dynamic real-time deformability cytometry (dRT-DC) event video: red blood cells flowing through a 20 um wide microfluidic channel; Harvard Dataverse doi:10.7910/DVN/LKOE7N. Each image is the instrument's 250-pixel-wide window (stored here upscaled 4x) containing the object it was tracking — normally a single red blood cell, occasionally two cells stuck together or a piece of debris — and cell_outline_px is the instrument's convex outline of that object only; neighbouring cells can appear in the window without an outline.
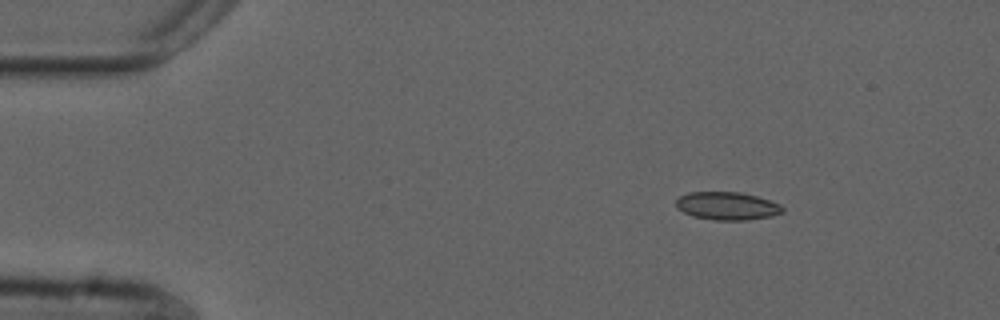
{"species": "common noctule bat (a hibernating species)", "species_latin": "Nyctalus noctula", "temperature_condition": "cold", "stored_images_in_passage": 48, "camera_frame_rate_fps": 3000, "um_per_image_px": 0.085, "animal": {"sex": "male", "forearm_length_mm": 52.5}, "frame": {"image": 1, "passage_image": 1, "time_ms": 0.0, "image_size_px": [1000, 320], "cell_outline_px": [[784, 212], [772, 216], [748, 220], [716, 220], [692, 216], [676, 208], [676, 200], [680, 196], [688, 192], [744, 192], [780, 204], [784, 208]], "centroid_in_image_um": [61.81, 17.5], "position_along_channel_um": 23.2, "area_um2": 17.46}}
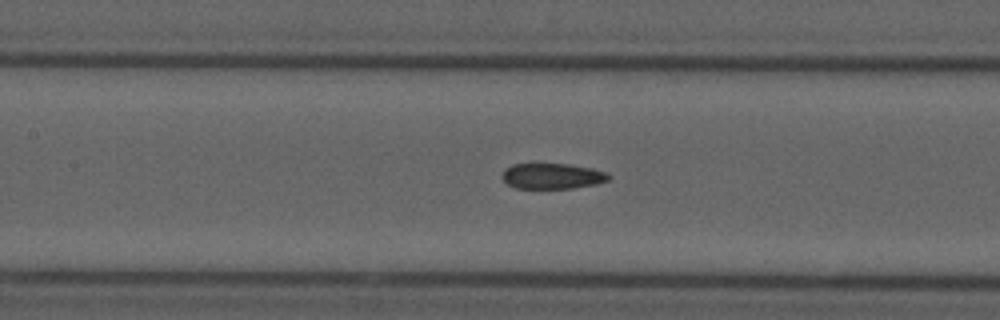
{"frame": {"image": 2, "passage_image": 18, "time_ms": 5.667, "image_size_px": [1000, 320], "cell_outline_px": [[612, 176], [608, 180], [596, 184], [572, 188], [516, 188], [508, 184], [500, 176], [504, 168], [512, 164], [536, 160], [568, 164], [592, 168], [608, 172]], "centroid_in_image_um": [46.89, 14.9], "position_along_channel_um": 160.5, "area_um2": 16.82}}
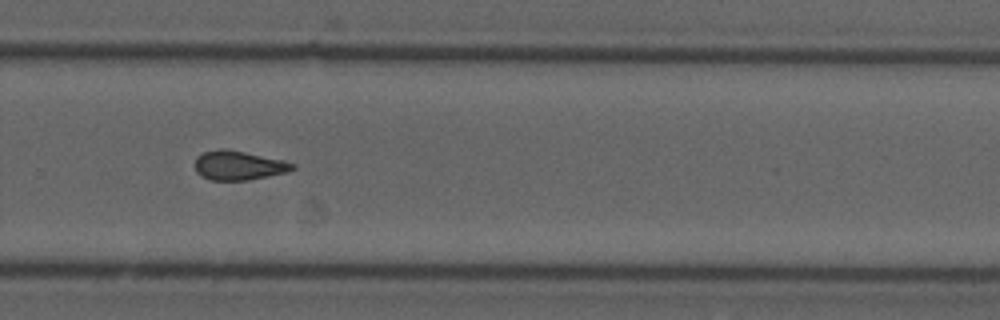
{"frame": {"image": 3, "passage_image": 30, "time_ms": 9.667, "image_size_px": [1000, 320], "cell_outline_px": [[296, 168], [288, 172], [248, 180], [208, 180], [200, 176], [196, 172], [196, 156], [204, 152], [220, 148], [224, 148], [284, 160], [296, 164]], "centroid_in_image_um": [20.29, 14.06], "position_along_channel_um": 309.5, "area_um2": 16.7}, "authors_computed_cell_mechanics": {"area_um2": 16.762, "velocity_mm_per_s": 3.7449, "shape_relaxation_time_tau1_ms": null, "shape_relaxation_time_tau2_ms": 2.044, "deformation_change_tau1": null, "deformation_change_tau2": 0.0759}}